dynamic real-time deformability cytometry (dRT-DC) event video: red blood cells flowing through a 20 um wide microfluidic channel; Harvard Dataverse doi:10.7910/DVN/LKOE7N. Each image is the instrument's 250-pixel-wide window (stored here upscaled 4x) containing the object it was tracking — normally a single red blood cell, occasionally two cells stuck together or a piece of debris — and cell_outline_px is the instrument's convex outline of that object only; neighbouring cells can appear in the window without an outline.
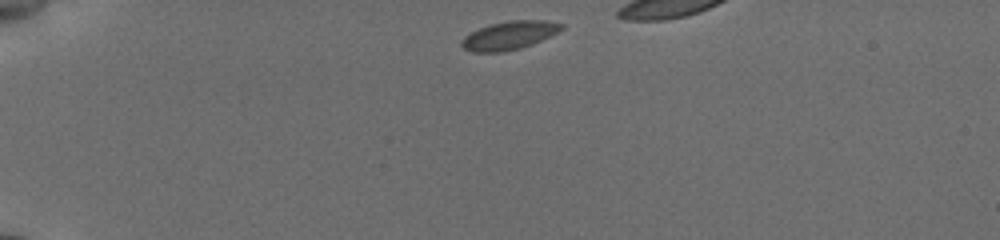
{"species": "common noctule bat (a hibernating species)", "species_latin": "Nyctalus noctula", "temperature_condition": "cold", "stored_images_in_passage": 36, "camera_frame_rate_fps": 3000, "um_per_image_px": 0.085, "animal": {"sex": "female", "body_mass_g": 19.5, "forearm_length_mm": 54.1}, "frame": {"image": 1, "passage_image": 1, "time_ms": 0.0, "image_size_px": [1000, 240], "cell_outline_px": [[564, 28], [532, 44], [520, 48], [500, 52], [472, 52], [464, 48], [460, 44], [460, 40], [464, 36], [480, 28], [492, 24], [508, 20], [544, 20], [564, 24]], "centroid_in_image_um": [43.26, 3.01], "position_along_channel_um": 41.7, "area_um2": 16.3}}
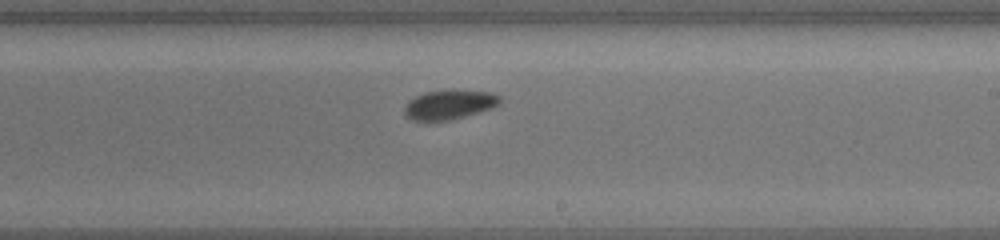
{"frame": {"image": 2, "passage_image": 22, "time_ms": 7.0, "image_size_px": [1000, 240], "cell_outline_px": [[500, 104], [492, 108], [448, 120], [412, 120], [404, 112], [404, 108], [408, 100], [424, 92], [452, 88], [492, 92], [500, 96]], "centroid_in_image_um": [38.21, 8.84], "position_along_channel_um": 250.8, "area_um2": 16.53}}
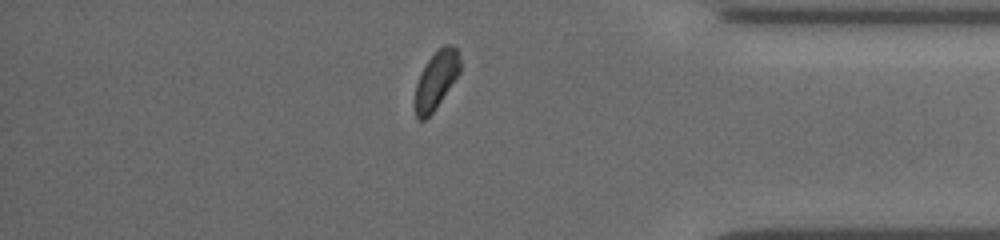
{"frame": {"image": 3, "passage_image": 35, "time_ms": 11.333, "image_size_px": [1000, 240], "cell_outline_px": [[460, 72], [432, 112], [424, 120], [416, 120], [416, 84], [420, 72], [428, 60], [444, 44], [452, 44], [456, 48], [460, 60]], "centroid_in_image_um": [37.08, 6.77], "position_along_channel_um": 398.1, "area_um2": 14.74}}